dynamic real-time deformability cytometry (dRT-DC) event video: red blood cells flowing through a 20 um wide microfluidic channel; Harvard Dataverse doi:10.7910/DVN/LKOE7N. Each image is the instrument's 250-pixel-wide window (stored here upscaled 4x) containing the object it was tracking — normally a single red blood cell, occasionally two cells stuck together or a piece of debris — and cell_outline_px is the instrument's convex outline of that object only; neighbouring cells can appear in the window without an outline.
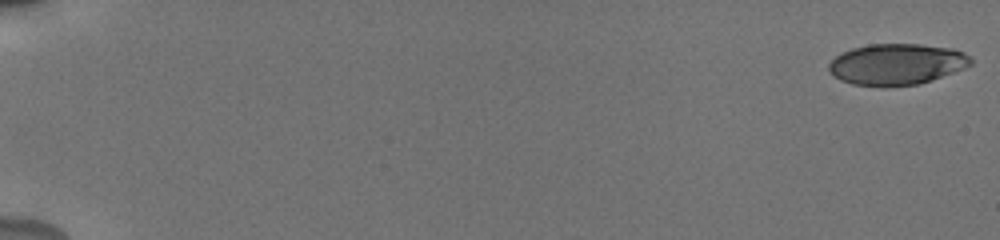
{"species": "human", "species_latin": "Homo sapiens", "temperature_condition": "cold", "stored_images_in_passage": 56, "camera_frame_rate_fps": 3000, "um_per_image_px": 0.085, "donor": {"sex": "male"}, "frame": {"image": 1, "passage_image": 1, "time_ms": 0.0, "image_size_px": [1000, 240], "cell_outline_px": [[972, 64], [964, 68], [916, 84], [852, 84], [840, 80], [832, 76], [828, 68], [828, 64], [840, 52], [852, 48], [868, 44], [920, 44], [952, 48], [964, 52], [972, 60]], "centroid_in_image_um": [76.18, 5.41], "position_along_channel_um": 8.8, "area_um2": 33.29}}
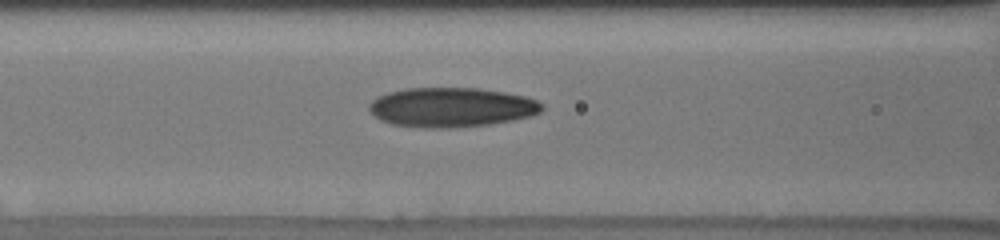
{"frame": {"image": 2, "passage_image": 26, "time_ms": 8.333, "image_size_px": [1000, 240], "cell_outline_px": [[544, 108], [540, 112], [528, 116], [512, 120], [488, 124], [456, 128], [424, 128], [392, 124], [380, 120], [368, 108], [368, 104], [376, 96], [388, 92], [404, 88], [476, 88], [504, 92], [524, 96], [536, 100], [544, 104]], "centroid_in_image_um": [38.34, 9.12], "position_along_channel_um": 128.3, "area_um2": 39.88}}
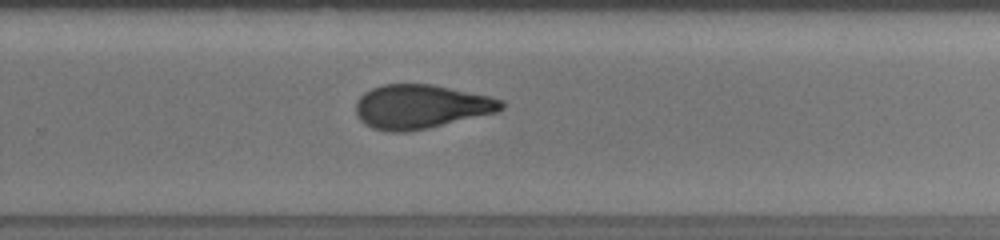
{"frame": {"image": 3, "passage_image": 39, "time_ms": 12.667, "image_size_px": [1000, 240], "cell_outline_px": [[504, 108], [496, 112], [428, 128], [408, 132], [392, 132], [372, 128], [364, 124], [360, 120], [356, 112], [356, 100], [364, 92], [372, 88], [384, 84], [432, 84], [488, 96], [504, 100]], "centroid_in_image_um": [35.74, 9.06], "position_along_channel_um": 294.1, "area_um2": 37.22}, "authors_computed_cell_mechanics": {"area_um2": 36.5874, "velocity_mm_per_s": 3.8386, "shape_relaxation_time_tau1_ms": 5.613, "shape_relaxation_time_tau2_ms": 2.2536, "deformation_change_tau1": 0.1792, "deformation_change_tau2": 0.1015}}